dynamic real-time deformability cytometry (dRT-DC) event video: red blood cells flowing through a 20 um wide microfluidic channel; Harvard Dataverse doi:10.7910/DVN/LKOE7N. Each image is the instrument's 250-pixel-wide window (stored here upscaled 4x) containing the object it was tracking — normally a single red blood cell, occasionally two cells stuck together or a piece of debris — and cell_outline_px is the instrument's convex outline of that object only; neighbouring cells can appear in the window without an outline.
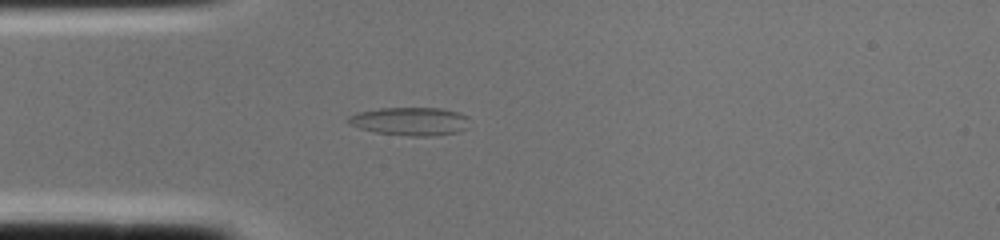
{"species": "common noctule bat (a hibernating species)", "species_latin": "Nyctalus noctula", "temperature_condition": "cold", "stored_images_in_passage": 1, "camera_frame_rate_fps": 3000, "um_per_image_px": 0.085, "animal": {"sex": "female", "body_mass_g": 22.0, "forearm_length_mm": 56.7}, "frame": {"image": 1, "passage_image": 1, "time_ms": 0.0, "image_size_px": [1000, 240], "cell_outline_px": [[468, 128], [456, 132], [432, 136], [408, 136], [376, 132], [360, 128], [348, 124], [344, 120], [348, 116], [356, 112], [380, 108], [440, 108], [460, 112], [468, 116]], "centroid_in_image_um": [34.84, 10.3], "position_along_channel_um": 50.2, "area_um2": 20.17}}